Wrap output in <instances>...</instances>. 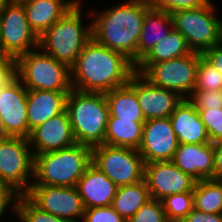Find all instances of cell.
<instances>
[{"instance_id":"ee69618b","label":"cell","mask_w":222,"mask_h":222,"mask_svg":"<svg viewBox=\"0 0 222 222\" xmlns=\"http://www.w3.org/2000/svg\"><path fill=\"white\" fill-rule=\"evenodd\" d=\"M5 4H6L5 0H0V13L2 12Z\"/></svg>"},{"instance_id":"ba28073f","label":"cell","mask_w":222,"mask_h":222,"mask_svg":"<svg viewBox=\"0 0 222 222\" xmlns=\"http://www.w3.org/2000/svg\"><path fill=\"white\" fill-rule=\"evenodd\" d=\"M214 7L209 0L201 7L170 13L173 28L185 37L188 47L194 52L203 53L219 43L220 19L214 16Z\"/></svg>"},{"instance_id":"2e32d148","label":"cell","mask_w":222,"mask_h":222,"mask_svg":"<svg viewBox=\"0 0 222 222\" xmlns=\"http://www.w3.org/2000/svg\"><path fill=\"white\" fill-rule=\"evenodd\" d=\"M128 84L136 91L146 121L170 117L183 100L177 93L151 84L137 72L131 76Z\"/></svg>"},{"instance_id":"4316f807","label":"cell","mask_w":222,"mask_h":222,"mask_svg":"<svg viewBox=\"0 0 222 222\" xmlns=\"http://www.w3.org/2000/svg\"><path fill=\"white\" fill-rule=\"evenodd\" d=\"M192 52L188 47L185 37L176 29L151 48L137 64H153L161 61L183 57Z\"/></svg>"},{"instance_id":"d6986e66","label":"cell","mask_w":222,"mask_h":222,"mask_svg":"<svg viewBox=\"0 0 222 222\" xmlns=\"http://www.w3.org/2000/svg\"><path fill=\"white\" fill-rule=\"evenodd\" d=\"M84 209L112 206L118 186L92 163L76 184Z\"/></svg>"},{"instance_id":"e0dca14e","label":"cell","mask_w":222,"mask_h":222,"mask_svg":"<svg viewBox=\"0 0 222 222\" xmlns=\"http://www.w3.org/2000/svg\"><path fill=\"white\" fill-rule=\"evenodd\" d=\"M33 155L65 149L76 144L66 109L34 128L28 138Z\"/></svg>"},{"instance_id":"4dcf8cb0","label":"cell","mask_w":222,"mask_h":222,"mask_svg":"<svg viewBox=\"0 0 222 222\" xmlns=\"http://www.w3.org/2000/svg\"><path fill=\"white\" fill-rule=\"evenodd\" d=\"M222 90V74L202 55L197 67L194 91Z\"/></svg>"},{"instance_id":"8fae6325","label":"cell","mask_w":222,"mask_h":222,"mask_svg":"<svg viewBox=\"0 0 222 222\" xmlns=\"http://www.w3.org/2000/svg\"><path fill=\"white\" fill-rule=\"evenodd\" d=\"M0 43L1 53L13 60L38 48V37L29 27L23 5H4L0 13Z\"/></svg>"},{"instance_id":"7a4b0ae2","label":"cell","mask_w":222,"mask_h":222,"mask_svg":"<svg viewBox=\"0 0 222 222\" xmlns=\"http://www.w3.org/2000/svg\"><path fill=\"white\" fill-rule=\"evenodd\" d=\"M147 0H127L97 15L92 24V37L103 46L124 54L136 65V49L146 13Z\"/></svg>"},{"instance_id":"1f68e13d","label":"cell","mask_w":222,"mask_h":222,"mask_svg":"<svg viewBox=\"0 0 222 222\" xmlns=\"http://www.w3.org/2000/svg\"><path fill=\"white\" fill-rule=\"evenodd\" d=\"M166 220L162 201L151 198L127 222H165Z\"/></svg>"},{"instance_id":"60d3db41","label":"cell","mask_w":222,"mask_h":222,"mask_svg":"<svg viewBox=\"0 0 222 222\" xmlns=\"http://www.w3.org/2000/svg\"><path fill=\"white\" fill-rule=\"evenodd\" d=\"M214 144V179L222 180V139Z\"/></svg>"},{"instance_id":"f1b7e54d","label":"cell","mask_w":222,"mask_h":222,"mask_svg":"<svg viewBox=\"0 0 222 222\" xmlns=\"http://www.w3.org/2000/svg\"><path fill=\"white\" fill-rule=\"evenodd\" d=\"M161 201L167 220L182 222L194 208L193 191L168 195Z\"/></svg>"},{"instance_id":"b9f144b4","label":"cell","mask_w":222,"mask_h":222,"mask_svg":"<svg viewBox=\"0 0 222 222\" xmlns=\"http://www.w3.org/2000/svg\"><path fill=\"white\" fill-rule=\"evenodd\" d=\"M31 0H5L6 3L8 4H16V5H24Z\"/></svg>"},{"instance_id":"f6af8a7d","label":"cell","mask_w":222,"mask_h":222,"mask_svg":"<svg viewBox=\"0 0 222 222\" xmlns=\"http://www.w3.org/2000/svg\"><path fill=\"white\" fill-rule=\"evenodd\" d=\"M3 137H5V136H4V133L2 131V127H1V123H0V138H3Z\"/></svg>"},{"instance_id":"8d00e7d4","label":"cell","mask_w":222,"mask_h":222,"mask_svg":"<svg viewBox=\"0 0 222 222\" xmlns=\"http://www.w3.org/2000/svg\"><path fill=\"white\" fill-rule=\"evenodd\" d=\"M19 194H17L10 186L0 183V221L3 216V213H6L5 210L8 208L10 202L12 209L15 212V204Z\"/></svg>"},{"instance_id":"7bdbcfd3","label":"cell","mask_w":222,"mask_h":222,"mask_svg":"<svg viewBox=\"0 0 222 222\" xmlns=\"http://www.w3.org/2000/svg\"><path fill=\"white\" fill-rule=\"evenodd\" d=\"M218 45H220L222 47V20H220V25H219V43Z\"/></svg>"},{"instance_id":"d4e9b609","label":"cell","mask_w":222,"mask_h":222,"mask_svg":"<svg viewBox=\"0 0 222 222\" xmlns=\"http://www.w3.org/2000/svg\"><path fill=\"white\" fill-rule=\"evenodd\" d=\"M144 123H135L132 120L108 118L104 144L115 147L139 148Z\"/></svg>"},{"instance_id":"52a82bcc","label":"cell","mask_w":222,"mask_h":222,"mask_svg":"<svg viewBox=\"0 0 222 222\" xmlns=\"http://www.w3.org/2000/svg\"><path fill=\"white\" fill-rule=\"evenodd\" d=\"M201 55L202 53L192 51L188 55L171 60L153 64H136L135 72L140 73L151 84L173 91L183 99H188L194 91Z\"/></svg>"},{"instance_id":"44dd1931","label":"cell","mask_w":222,"mask_h":222,"mask_svg":"<svg viewBox=\"0 0 222 222\" xmlns=\"http://www.w3.org/2000/svg\"><path fill=\"white\" fill-rule=\"evenodd\" d=\"M69 92L27 90V122L31 132L66 109Z\"/></svg>"},{"instance_id":"cb8c5ba5","label":"cell","mask_w":222,"mask_h":222,"mask_svg":"<svg viewBox=\"0 0 222 222\" xmlns=\"http://www.w3.org/2000/svg\"><path fill=\"white\" fill-rule=\"evenodd\" d=\"M104 94L108 104L109 118L132 120L135 123L146 122L136 91L128 83Z\"/></svg>"},{"instance_id":"bcb514c9","label":"cell","mask_w":222,"mask_h":222,"mask_svg":"<svg viewBox=\"0 0 222 222\" xmlns=\"http://www.w3.org/2000/svg\"><path fill=\"white\" fill-rule=\"evenodd\" d=\"M165 222H179V221L166 220Z\"/></svg>"},{"instance_id":"74e56055","label":"cell","mask_w":222,"mask_h":222,"mask_svg":"<svg viewBox=\"0 0 222 222\" xmlns=\"http://www.w3.org/2000/svg\"><path fill=\"white\" fill-rule=\"evenodd\" d=\"M182 222H222V213H204L193 208Z\"/></svg>"},{"instance_id":"ab89813d","label":"cell","mask_w":222,"mask_h":222,"mask_svg":"<svg viewBox=\"0 0 222 222\" xmlns=\"http://www.w3.org/2000/svg\"><path fill=\"white\" fill-rule=\"evenodd\" d=\"M202 56L222 74V47L220 45L205 50Z\"/></svg>"},{"instance_id":"30bf717a","label":"cell","mask_w":222,"mask_h":222,"mask_svg":"<svg viewBox=\"0 0 222 222\" xmlns=\"http://www.w3.org/2000/svg\"><path fill=\"white\" fill-rule=\"evenodd\" d=\"M92 164L118 187L143 180L144 162L137 149L97 145L92 147Z\"/></svg>"},{"instance_id":"7c38bea8","label":"cell","mask_w":222,"mask_h":222,"mask_svg":"<svg viewBox=\"0 0 222 222\" xmlns=\"http://www.w3.org/2000/svg\"><path fill=\"white\" fill-rule=\"evenodd\" d=\"M0 123L4 136L29 138L27 89L13 73L0 94Z\"/></svg>"},{"instance_id":"7402d4cb","label":"cell","mask_w":222,"mask_h":222,"mask_svg":"<svg viewBox=\"0 0 222 222\" xmlns=\"http://www.w3.org/2000/svg\"><path fill=\"white\" fill-rule=\"evenodd\" d=\"M78 2L79 0H31L23 6L29 27L39 38Z\"/></svg>"},{"instance_id":"6da1fadb","label":"cell","mask_w":222,"mask_h":222,"mask_svg":"<svg viewBox=\"0 0 222 222\" xmlns=\"http://www.w3.org/2000/svg\"><path fill=\"white\" fill-rule=\"evenodd\" d=\"M135 64L124 54L98 43H86L71 67L72 89L105 93L129 83Z\"/></svg>"},{"instance_id":"5bb4252c","label":"cell","mask_w":222,"mask_h":222,"mask_svg":"<svg viewBox=\"0 0 222 222\" xmlns=\"http://www.w3.org/2000/svg\"><path fill=\"white\" fill-rule=\"evenodd\" d=\"M150 197L162 200L168 195L193 191L197 180L184 173L172 161L144 164V176Z\"/></svg>"},{"instance_id":"ac0fdd59","label":"cell","mask_w":222,"mask_h":222,"mask_svg":"<svg viewBox=\"0 0 222 222\" xmlns=\"http://www.w3.org/2000/svg\"><path fill=\"white\" fill-rule=\"evenodd\" d=\"M172 162L197 181L214 179V144H179Z\"/></svg>"},{"instance_id":"f35d334b","label":"cell","mask_w":222,"mask_h":222,"mask_svg":"<svg viewBox=\"0 0 222 222\" xmlns=\"http://www.w3.org/2000/svg\"><path fill=\"white\" fill-rule=\"evenodd\" d=\"M14 73V60L0 53V94L2 84Z\"/></svg>"},{"instance_id":"8992f818","label":"cell","mask_w":222,"mask_h":222,"mask_svg":"<svg viewBox=\"0 0 222 222\" xmlns=\"http://www.w3.org/2000/svg\"><path fill=\"white\" fill-rule=\"evenodd\" d=\"M40 52L38 47L17 57L14 60L15 76L27 90L70 92L71 68L44 51Z\"/></svg>"},{"instance_id":"e575fe53","label":"cell","mask_w":222,"mask_h":222,"mask_svg":"<svg viewBox=\"0 0 222 222\" xmlns=\"http://www.w3.org/2000/svg\"><path fill=\"white\" fill-rule=\"evenodd\" d=\"M209 0H147L153 9L162 10L168 13L183 9L198 8L205 5Z\"/></svg>"},{"instance_id":"f546056e","label":"cell","mask_w":222,"mask_h":222,"mask_svg":"<svg viewBox=\"0 0 222 222\" xmlns=\"http://www.w3.org/2000/svg\"><path fill=\"white\" fill-rule=\"evenodd\" d=\"M15 214L21 222H72L39 209L25 195H18Z\"/></svg>"},{"instance_id":"603a6c76","label":"cell","mask_w":222,"mask_h":222,"mask_svg":"<svg viewBox=\"0 0 222 222\" xmlns=\"http://www.w3.org/2000/svg\"><path fill=\"white\" fill-rule=\"evenodd\" d=\"M172 29L173 21L171 14L151 8L145 15L142 32L137 44L136 64L159 40L165 38ZM149 34H151V36Z\"/></svg>"},{"instance_id":"d6a6232c","label":"cell","mask_w":222,"mask_h":222,"mask_svg":"<svg viewBox=\"0 0 222 222\" xmlns=\"http://www.w3.org/2000/svg\"><path fill=\"white\" fill-rule=\"evenodd\" d=\"M211 143L222 139V108L197 109Z\"/></svg>"},{"instance_id":"3957f363","label":"cell","mask_w":222,"mask_h":222,"mask_svg":"<svg viewBox=\"0 0 222 222\" xmlns=\"http://www.w3.org/2000/svg\"><path fill=\"white\" fill-rule=\"evenodd\" d=\"M92 163V147L75 144L34 156L32 185L74 187Z\"/></svg>"},{"instance_id":"9a60e30c","label":"cell","mask_w":222,"mask_h":222,"mask_svg":"<svg viewBox=\"0 0 222 222\" xmlns=\"http://www.w3.org/2000/svg\"><path fill=\"white\" fill-rule=\"evenodd\" d=\"M178 145L169 117L151 119L144 123L142 141L138 148L144 164L172 161Z\"/></svg>"},{"instance_id":"277c9868","label":"cell","mask_w":222,"mask_h":222,"mask_svg":"<svg viewBox=\"0 0 222 222\" xmlns=\"http://www.w3.org/2000/svg\"><path fill=\"white\" fill-rule=\"evenodd\" d=\"M66 111L77 144L90 147L104 144L109 118L104 93L72 89L67 94Z\"/></svg>"},{"instance_id":"484cf974","label":"cell","mask_w":222,"mask_h":222,"mask_svg":"<svg viewBox=\"0 0 222 222\" xmlns=\"http://www.w3.org/2000/svg\"><path fill=\"white\" fill-rule=\"evenodd\" d=\"M150 199L149 190L143 179L135 184L119 186L112 207L128 221Z\"/></svg>"},{"instance_id":"83f0119b","label":"cell","mask_w":222,"mask_h":222,"mask_svg":"<svg viewBox=\"0 0 222 222\" xmlns=\"http://www.w3.org/2000/svg\"><path fill=\"white\" fill-rule=\"evenodd\" d=\"M194 208L204 213H222V180L197 181L193 190Z\"/></svg>"},{"instance_id":"836d02e7","label":"cell","mask_w":222,"mask_h":222,"mask_svg":"<svg viewBox=\"0 0 222 222\" xmlns=\"http://www.w3.org/2000/svg\"><path fill=\"white\" fill-rule=\"evenodd\" d=\"M188 101L195 109L222 108V90L193 91Z\"/></svg>"},{"instance_id":"5b68a950","label":"cell","mask_w":222,"mask_h":222,"mask_svg":"<svg viewBox=\"0 0 222 222\" xmlns=\"http://www.w3.org/2000/svg\"><path fill=\"white\" fill-rule=\"evenodd\" d=\"M79 2L62 18L55 22L38 38V47L57 61L70 68L78 55L92 38V24L82 25V11Z\"/></svg>"},{"instance_id":"ffe728a7","label":"cell","mask_w":222,"mask_h":222,"mask_svg":"<svg viewBox=\"0 0 222 222\" xmlns=\"http://www.w3.org/2000/svg\"><path fill=\"white\" fill-rule=\"evenodd\" d=\"M169 118L179 144H206L211 142L199 111L188 99H183Z\"/></svg>"},{"instance_id":"d590c367","label":"cell","mask_w":222,"mask_h":222,"mask_svg":"<svg viewBox=\"0 0 222 222\" xmlns=\"http://www.w3.org/2000/svg\"><path fill=\"white\" fill-rule=\"evenodd\" d=\"M82 222H127L112 206L84 210Z\"/></svg>"},{"instance_id":"4fadbf2b","label":"cell","mask_w":222,"mask_h":222,"mask_svg":"<svg viewBox=\"0 0 222 222\" xmlns=\"http://www.w3.org/2000/svg\"><path fill=\"white\" fill-rule=\"evenodd\" d=\"M39 209L72 222L83 219L84 206L76 186L32 185L24 194Z\"/></svg>"},{"instance_id":"9c48e42d","label":"cell","mask_w":222,"mask_h":222,"mask_svg":"<svg viewBox=\"0 0 222 222\" xmlns=\"http://www.w3.org/2000/svg\"><path fill=\"white\" fill-rule=\"evenodd\" d=\"M33 168L34 155L27 138H0V183L24 195L32 186Z\"/></svg>"}]
</instances>
